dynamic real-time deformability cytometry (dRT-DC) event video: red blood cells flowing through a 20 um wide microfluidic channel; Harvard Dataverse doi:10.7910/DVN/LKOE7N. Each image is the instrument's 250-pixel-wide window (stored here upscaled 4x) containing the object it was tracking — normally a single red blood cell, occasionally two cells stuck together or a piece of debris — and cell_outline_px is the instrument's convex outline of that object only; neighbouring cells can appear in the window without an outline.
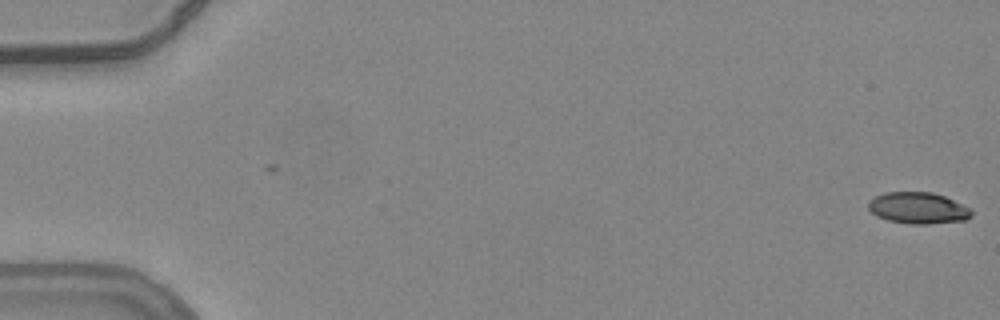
{"species": "common noctule bat (a hibernating species)", "species_latin": "Nyctalus noctula", "temperature_condition": "warm", "stored_images_in_passage": 2, "camera_frame_rate_fps": 3000, "um_per_image_px": 0.085, "animal": {"sex": "female", "body_mass_g": 24.6, "forearm_length_mm": 56.2}, "frame": {"image": 1, "passage_image": 2, "time_ms": 0.333, "image_size_px": [1000, 320], "cell_outline_px": [[972, 216], [964, 220], [928, 224], [912, 224], [888, 220], [876, 216], [868, 208], [868, 200], [884, 192], [932, 192], [944, 196], [968, 208], [972, 212]], "centroid_in_image_um": [77.99, 17.68], "position_along_channel_um": 7.0, "area_um2": 18.73}}